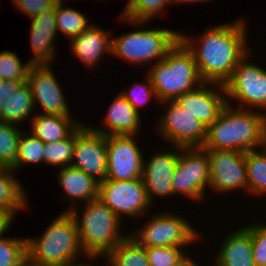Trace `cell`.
Listing matches in <instances>:
<instances>
[{"label": "cell", "instance_id": "obj_41", "mask_svg": "<svg viewBox=\"0 0 266 266\" xmlns=\"http://www.w3.org/2000/svg\"><path fill=\"white\" fill-rule=\"evenodd\" d=\"M14 217L10 212L3 211L0 209V237L9 231L11 225L13 224Z\"/></svg>", "mask_w": 266, "mask_h": 266}, {"label": "cell", "instance_id": "obj_46", "mask_svg": "<svg viewBox=\"0 0 266 266\" xmlns=\"http://www.w3.org/2000/svg\"><path fill=\"white\" fill-rule=\"evenodd\" d=\"M21 0H12V3L14 4V6L18 3V2H20Z\"/></svg>", "mask_w": 266, "mask_h": 266}, {"label": "cell", "instance_id": "obj_22", "mask_svg": "<svg viewBox=\"0 0 266 266\" xmlns=\"http://www.w3.org/2000/svg\"><path fill=\"white\" fill-rule=\"evenodd\" d=\"M35 112L30 122V132L44 143L64 140L83 123L71 116L40 114L36 110Z\"/></svg>", "mask_w": 266, "mask_h": 266}, {"label": "cell", "instance_id": "obj_33", "mask_svg": "<svg viewBox=\"0 0 266 266\" xmlns=\"http://www.w3.org/2000/svg\"><path fill=\"white\" fill-rule=\"evenodd\" d=\"M32 65L29 61L22 63L18 55L11 50L0 52V78L4 81H27Z\"/></svg>", "mask_w": 266, "mask_h": 266}, {"label": "cell", "instance_id": "obj_45", "mask_svg": "<svg viewBox=\"0 0 266 266\" xmlns=\"http://www.w3.org/2000/svg\"><path fill=\"white\" fill-rule=\"evenodd\" d=\"M208 1H212V0H173V2H174L175 5H176V4H177V5H178V4L180 5V4H182V3H183V4H184V3H186V4H187V3H189V4H190V3H198V4H199V2H200V3H202V2L205 3V2H208Z\"/></svg>", "mask_w": 266, "mask_h": 266}, {"label": "cell", "instance_id": "obj_17", "mask_svg": "<svg viewBox=\"0 0 266 266\" xmlns=\"http://www.w3.org/2000/svg\"><path fill=\"white\" fill-rule=\"evenodd\" d=\"M175 101L206 128L218 118L227 104L224 85L207 82L178 96Z\"/></svg>", "mask_w": 266, "mask_h": 266}, {"label": "cell", "instance_id": "obj_2", "mask_svg": "<svg viewBox=\"0 0 266 266\" xmlns=\"http://www.w3.org/2000/svg\"><path fill=\"white\" fill-rule=\"evenodd\" d=\"M266 144V114L226 104L207 127L204 149L247 152Z\"/></svg>", "mask_w": 266, "mask_h": 266}, {"label": "cell", "instance_id": "obj_30", "mask_svg": "<svg viewBox=\"0 0 266 266\" xmlns=\"http://www.w3.org/2000/svg\"><path fill=\"white\" fill-rule=\"evenodd\" d=\"M44 142H42L33 133L24 132L20 136L17 160L12 168L14 172L19 168H25V165H38L43 163Z\"/></svg>", "mask_w": 266, "mask_h": 266}, {"label": "cell", "instance_id": "obj_27", "mask_svg": "<svg viewBox=\"0 0 266 266\" xmlns=\"http://www.w3.org/2000/svg\"><path fill=\"white\" fill-rule=\"evenodd\" d=\"M262 149V150H261ZM248 193L266 196V146L245 152Z\"/></svg>", "mask_w": 266, "mask_h": 266}, {"label": "cell", "instance_id": "obj_43", "mask_svg": "<svg viewBox=\"0 0 266 266\" xmlns=\"http://www.w3.org/2000/svg\"><path fill=\"white\" fill-rule=\"evenodd\" d=\"M92 262H87V261H85V262H83V261H81L80 262V260L79 259H77V260H73V261H71V262H67V263H62V264H59V265H54V266H94L93 264H91Z\"/></svg>", "mask_w": 266, "mask_h": 266}, {"label": "cell", "instance_id": "obj_12", "mask_svg": "<svg viewBox=\"0 0 266 266\" xmlns=\"http://www.w3.org/2000/svg\"><path fill=\"white\" fill-rule=\"evenodd\" d=\"M205 150L210 167L209 190L215 191V194H227L242 189L248 194L245 153L225 149Z\"/></svg>", "mask_w": 266, "mask_h": 266}, {"label": "cell", "instance_id": "obj_29", "mask_svg": "<svg viewBox=\"0 0 266 266\" xmlns=\"http://www.w3.org/2000/svg\"><path fill=\"white\" fill-rule=\"evenodd\" d=\"M58 32H49L42 30H30V44L33 52V57L29 62L33 65L51 64L54 63L56 56V41Z\"/></svg>", "mask_w": 266, "mask_h": 266}, {"label": "cell", "instance_id": "obj_25", "mask_svg": "<svg viewBox=\"0 0 266 266\" xmlns=\"http://www.w3.org/2000/svg\"><path fill=\"white\" fill-rule=\"evenodd\" d=\"M173 5V0H128L124 11L120 14V22L134 25V27L146 26L148 22L159 17L161 13Z\"/></svg>", "mask_w": 266, "mask_h": 266}, {"label": "cell", "instance_id": "obj_13", "mask_svg": "<svg viewBox=\"0 0 266 266\" xmlns=\"http://www.w3.org/2000/svg\"><path fill=\"white\" fill-rule=\"evenodd\" d=\"M138 135L106 136L107 174L105 179L127 181L142 178L144 155Z\"/></svg>", "mask_w": 266, "mask_h": 266}, {"label": "cell", "instance_id": "obj_34", "mask_svg": "<svg viewBox=\"0 0 266 266\" xmlns=\"http://www.w3.org/2000/svg\"><path fill=\"white\" fill-rule=\"evenodd\" d=\"M183 249L179 246L145 248L151 266H178L189 255Z\"/></svg>", "mask_w": 266, "mask_h": 266}, {"label": "cell", "instance_id": "obj_20", "mask_svg": "<svg viewBox=\"0 0 266 266\" xmlns=\"http://www.w3.org/2000/svg\"><path fill=\"white\" fill-rule=\"evenodd\" d=\"M214 266H256L252 256L251 224H245L222 239Z\"/></svg>", "mask_w": 266, "mask_h": 266}, {"label": "cell", "instance_id": "obj_36", "mask_svg": "<svg viewBox=\"0 0 266 266\" xmlns=\"http://www.w3.org/2000/svg\"><path fill=\"white\" fill-rule=\"evenodd\" d=\"M26 253V237H0V266H15Z\"/></svg>", "mask_w": 266, "mask_h": 266}, {"label": "cell", "instance_id": "obj_38", "mask_svg": "<svg viewBox=\"0 0 266 266\" xmlns=\"http://www.w3.org/2000/svg\"><path fill=\"white\" fill-rule=\"evenodd\" d=\"M59 0H21L14 7L21 11L29 18L39 15L40 13L53 9Z\"/></svg>", "mask_w": 266, "mask_h": 266}, {"label": "cell", "instance_id": "obj_11", "mask_svg": "<svg viewBox=\"0 0 266 266\" xmlns=\"http://www.w3.org/2000/svg\"><path fill=\"white\" fill-rule=\"evenodd\" d=\"M166 105L157 123L158 135L168 141L171 146L181 148L202 147L206 138V127L199 119H195L175 100L160 102Z\"/></svg>", "mask_w": 266, "mask_h": 266}, {"label": "cell", "instance_id": "obj_28", "mask_svg": "<svg viewBox=\"0 0 266 266\" xmlns=\"http://www.w3.org/2000/svg\"><path fill=\"white\" fill-rule=\"evenodd\" d=\"M63 0H59L55 5L56 27L58 33L61 32L65 38L71 40L79 36L91 24L82 12L73 7H66ZM63 5V6H62Z\"/></svg>", "mask_w": 266, "mask_h": 266}, {"label": "cell", "instance_id": "obj_10", "mask_svg": "<svg viewBox=\"0 0 266 266\" xmlns=\"http://www.w3.org/2000/svg\"><path fill=\"white\" fill-rule=\"evenodd\" d=\"M98 199L123 222L127 217L144 219L142 216L149 214L148 209L152 208L142 178L127 181L105 179L99 182Z\"/></svg>", "mask_w": 266, "mask_h": 266}, {"label": "cell", "instance_id": "obj_23", "mask_svg": "<svg viewBox=\"0 0 266 266\" xmlns=\"http://www.w3.org/2000/svg\"><path fill=\"white\" fill-rule=\"evenodd\" d=\"M12 168L0 170V209L10 212L14 217L28 207V197Z\"/></svg>", "mask_w": 266, "mask_h": 266}, {"label": "cell", "instance_id": "obj_21", "mask_svg": "<svg viewBox=\"0 0 266 266\" xmlns=\"http://www.w3.org/2000/svg\"><path fill=\"white\" fill-rule=\"evenodd\" d=\"M56 176L64 192L62 197L65 198L63 199L74 203L64 212H69L72 208L77 207L75 204L79 200L86 203L98 198L99 181L84 171L70 165L59 168Z\"/></svg>", "mask_w": 266, "mask_h": 266}, {"label": "cell", "instance_id": "obj_15", "mask_svg": "<svg viewBox=\"0 0 266 266\" xmlns=\"http://www.w3.org/2000/svg\"><path fill=\"white\" fill-rule=\"evenodd\" d=\"M51 65H32L28 71L27 83L32 91L35 107L37 104V107H41L40 114L71 116L69 103Z\"/></svg>", "mask_w": 266, "mask_h": 266}, {"label": "cell", "instance_id": "obj_37", "mask_svg": "<svg viewBox=\"0 0 266 266\" xmlns=\"http://www.w3.org/2000/svg\"><path fill=\"white\" fill-rule=\"evenodd\" d=\"M266 222L251 224L252 256L256 266H266Z\"/></svg>", "mask_w": 266, "mask_h": 266}, {"label": "cell", "instance_id": "obj_39", "mask_svg": "<svg viewBox=\"0 0 266 266\" xmlns=\"http://www.w3.org/2000/svg\"><path fill=\"white\" fill-rule=\"evenodd\" d=\"M31 21L30 30H42L49 32H58L56 27L55 7L46 10L39 15L29 18Z\"/></svg>", "mask_w": 266, "mask_h": 266}, {"label": "cell", "instance_id": "obj_1", "mask_svg": "<svg viewBox=\"0 0 266 266\" xmlns=\"http://www.w3.org/2000/svg\"><path fill=\"white\" fill-rule=\"evenodd\" d=\"M247 25L243 18L215 24L197 39L180 32V40L192 52L204 82L224 85L231 78L237 64L251 51Z\"/></svg>", "mask_w": 266, "mask_h": 266}, {"label": "cell", "instance_id": "obj_47", "mask_svg": "<svg viewBox=\"0 0 266 266\" xmlns=\"http://www.w3.org/2000/svg\"><path fill=\"white\" fill-rule=\"evenodd\" d=\"M3 84H4V80L0 78V86H3Z\"/></svg>", "mask_w": 266, "mask_h": 266}, {"label": "cell", "instance_id": "obj_4", "mask_svg": "<svg viewBox=\"0 0 266 266\" xmlns=\"http://www.w3.org/2000/svg\"><path fill=\"white\" fill-rule=\"evenodd\" d=\"M147 75L155 89L159 103L178 96L204 83L192 52L179 40L160 61L147 66Z\"/></svg>", "mask_w": 266, "mask_h": 266}, {"label": "cell", "instance_id": "obj_14", "mask_svg": "<svg viewBox=\"0 0 266 266\" xmlns=\"http://www.w3.org/2000/svg\"><path fill=\"white\" fill-rule=\"evenodd\" d=\"M107 160L106 136L82 123L75 130L71 166L101 182L106 178Z\"/></svg>", "mask_w": 266, "mask_h": 266}, {"label": "cell", "instance_id": "obj_35", "mask_svg": "<svg viewBox=\"0 0 266 266\" xmlns=\"http://www.w3.org/2000/svg\"><path fill=\"white\" fill-rule=\"evenodd\" d=\"M120 94L130 103V105L140 113V107L144 108V106L152 100L155 99L157 104L159 103L158 98L156 96L155 89L151 84V80L149 76L145 73L144 80L141 82L133 83V86L125 91L120 92Z\"/></svg>", "mask_w": 266, "mask_h": 266}, {"label": "cell", "instance_id": "obj_16", "mask_svg": "<svg viewBox=\"0 0 266 266\" xmlns=\"http://www.w3.org/2000/svg\"><path fill=\"white\" fill-rule=\"evenodd\" d=\"M170 147L172 149L165 148L152 153L150 159L145 158L143 161L142 179L147 198L153 206L155 197L157 199L173 197L172 180L181 147Z\"/></svg>", "mask_w": 266, "mask_h": 266}, {"label": "cell", "instance_id": "obj_32", "mask_svg": "<svg viewBox=\"0 0 266 266\" xmlns=\"http://www.w3.org/2000/svg\"><path fill=\"white\" fill-rule=\"evenodd\" d=\"M75 145V131L64 140L48 142L44 144L43 164L60 166V168L71 165Z\"/></svg>", "mask_w": 266, "mask_h": 266}, {"label": "cell", "instance_id": "obj_7", "mask_svg": "<svg viewBox=\"0 0 266 266\" xmlns=\"http://www.w3.org/2000/svg\"><path fill=\"white\" fill-rule=\"evenodd\" d=\"M156 212L143 226L129 232L143 247H185L202 239V233L180 214ZM200 233V234H199Z\"/></svg>", "mask_w": 266, "mask_h": 266}, {"label": "cell", "instance_id": "obj_24", "mask_svg": "<svg viewBox=\"0 0 266 266\" xmlns=\"http://www.w3.org/2000/svg\"><path fill=\"white\" fill-rule=\"evenodd\" d=\"M34 110L35 104L30 86L27 82L22 83L3 106L2 121L20 126L27 120L31 121L30 119L36 114Z\"/></svg>", "mask_w": 266, "mask_h": 266}, {"label": "cell", "instance_id": "obj_5", "mask_svg": "<svg viewBox=\"0 0 266 266\" xmlns=\"http://www.w3.org/2000/svg\"><path fill=\"white\" fill-rule=\"evenodd\" d=\"M27 253L45 266L67 263L81 257L89 261L99 260L85 255L79 241L76 221L69 212L64 211L51 220L38 238L27 237Z\"/></svg>", "mask_w": 266, "mask_h": 266}, {"label": "cell", "instance_id": "obj_19", "mask_svg": "<svg viewBox=\"0 0 266 266\" xmlns=\"http://www.w3.org/2000/svg\"><path fill=\"white\" fill-rule=\"evenodd\" d=\"M103 126H90L92 129L109 135H140L142 118L130 103L119 93L109 104L108 111L103 117Z\"/></svg>", "mask_w": 266, "mask_h": 266}, {"label": "cell", "instance_id": "obj_40", "mask_svg": "<svg viewBox=\"0 0 266 266\" xmlns=\"http://www.w3.org/2000/svg\"><path fill=\"white\" fill-rule=\"evenodd\" d=\"M27 81H4L3 86H0V121H2L3 106L11 94H13L22 83Z\"/></svg>", "mask_w": 266, "mask_h": 266}, {"label": "cell", "instance_id": "obj_31", "mask_svg": "<svg viewBox=\"0 0 266 266\" xmlns=\"http://www.w3.org/2000/svg\"><path fill=\"white\" fill-rule=\"evenodd\" d=\"M0 121V163L13 168L16 164L20 136L19 126Z\"/></svg>", "mask_w": 266, "mask_h": 266}, {"label": "cell", "instance_id": "obj_18", "mask_svg": "<svg viewBox=\"0 0 266 266\" xmlns=\"http://www.w3.org/2000/svg\"><path fill=\"white\" fill-rule=\"evenodd\" d=\"M111 34V30H106L99 26L97 27L96 24H92L79 36L70 40V52L86 68H95L99 61L102 62L101 59L104 58L105 54H111Z\"/></svg>", "mask_w": 266, "mask_h": 266}, {"label": "cell", "instance_id": "obj_44", "mask_svg": "<svg viewBox=\"0 0 266 266\" xmlns=\"http://www.w3.org/2000/svg\"><path fill=\"white\" fill-rule=\"evenodd\" d=\"M192 254H190L182 263L178 266H200L194 259H192Z\"/></svg>", "mask_w": 266, "mask_h": 266}, {"label": "cell", "instance_id": "obj_3", "mask_svg": "<svg viewBox=\"0 0 266 266\" xmlns=\"http://www.w3.org/2000/svg\"><path fill=\"white\" fill-rule=\"evenodd\" d=\"M85 204L82 215L79 207L72 208L69 213L76 221L85 255L104 259L129 232L122 233L123 221L98 198Z\"/></svg>", "mask_w": 266, "mask_h": 266}, {"label": "cell", "instance_id": "obj_42", "mask_svg": "<svg viewBox=\"0 0 266 266\" xmlns=\"http://www.w3.org/2000/svg\"><path fill=\"white\" fill-rule=\"evenodd\" d=\"M15 266H45L34 260L28 253Z\"/></svg>", "mask_w": 266, "mask_h": 266}, {"label": "cell", "instance_id": "obj_9", "mask_svg": "<svg viewBox=\"0 0 266 266\" xmlns=\"http://www.w3.org/2000/svg\"><path fill=\"white\" fill-rule=\"evenodd\" d=\"M210 167L207 151L202 147L181 148L173 174V197L183 196L189 201L205 200L209 189Z\"/></svg>", "mask_w": 266, "mask_h": 266}, {"label": "cell", "instance_id": "obj_6", "mask_svg": "<svg viewBox=\"0 0 266 266\" xmlns=\"http://www.w3.org/2000/svg\"><path fill=\"white\" fill-rule=\"evenodd\" d=\"M179 40L180 32L177 30L140 28L117 37L112 35L111 56L128 62V65L151 66L162 60Z\"/></svg>", "mask_w": 266, "mask_h": 266}, {"label": "cell", "instance_id": "obj_8", "mask_svg": "<svg viewBox=\"0 0 266 266\" xmlns=\"http://www.w3.org/2000/svg\"><path fill=\"white\" fill-rule=\"evenodd\" d=\"M252 55L250 51L237 64L231 78L224 84L226 102L235 107L239 106L238 108L257 109L266 114V68L249 62L252 60L250 57L254 58Z\"/></svg>", "mask_w": 266, "mask_h": 266}, {"label": "cell", "instance_id": "obj_26", "mask_svg": "<svg viewBox=\"0 0 266 266\" xmlns=\"http://www.w3.org/2000/svg\"><path fill=\"white\" fill-rule=\"evenodd\" d=\"M106 266H151L145 247L128 235L105 258Z\"/></svg>", "mask_w": 266, "mask_h": 266}, {"label": "cell", "instance_id": "obj_48", "mask_svg": "<svg viewBox=\"0 0 266 266\" xmlns=\"http://www.w3.org/2000/svg\"><path fill=\"white\" fill-rule=\"evenodd\" d=\"M4 167L2 166V164L0 163V170L3 169Z\"/></svg>", "mask_w": 266, "mask_h": 266}]
</instances>
